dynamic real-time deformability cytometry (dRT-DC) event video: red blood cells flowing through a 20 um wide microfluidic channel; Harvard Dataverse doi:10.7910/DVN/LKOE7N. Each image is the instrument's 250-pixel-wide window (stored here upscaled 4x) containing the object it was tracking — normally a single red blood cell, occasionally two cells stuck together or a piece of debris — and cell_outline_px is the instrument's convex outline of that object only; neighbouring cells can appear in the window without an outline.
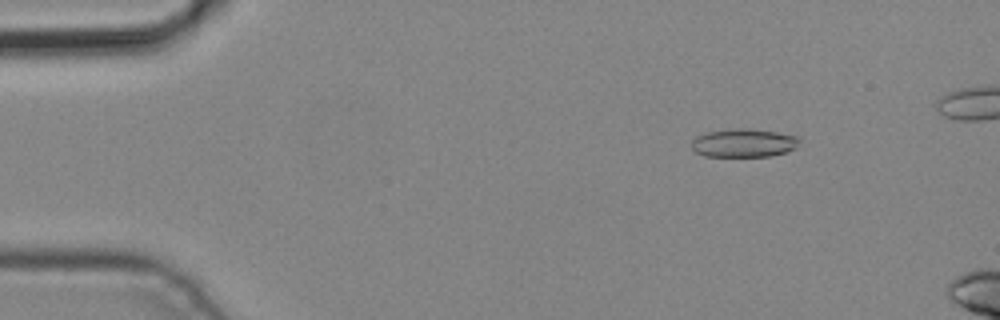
{"species": "common noctule bat (a hibernating species)", "species_latin": "Nyctalus noctula", "temperature_condition": "cold", "stored_images_in_passage": 4, "camera_frame_rate_fps": 3000, "um_per_image_px": 0.085, "animal": {"sex": "male", "body_mass_g": 19.2, "forearm_length_mm": 51.8}, "frame": {"image": 1, "passage_image": 2, "time_ms": 0.333, "image_size_px": [1000, 320], "cell_outline_px": [[800, 140], [796, 148], [784, 152], [768, 156], [704, 156], [696, 152], [692, 148], [692, 140], [696, 136], [704, 132], [736, 128], [744, 128], [776, 132], [800, 136]], "centroid_in_image_um": [63.21, 12.14], "position_along_channel_um": 21.8, "area_um2": 17.86}}